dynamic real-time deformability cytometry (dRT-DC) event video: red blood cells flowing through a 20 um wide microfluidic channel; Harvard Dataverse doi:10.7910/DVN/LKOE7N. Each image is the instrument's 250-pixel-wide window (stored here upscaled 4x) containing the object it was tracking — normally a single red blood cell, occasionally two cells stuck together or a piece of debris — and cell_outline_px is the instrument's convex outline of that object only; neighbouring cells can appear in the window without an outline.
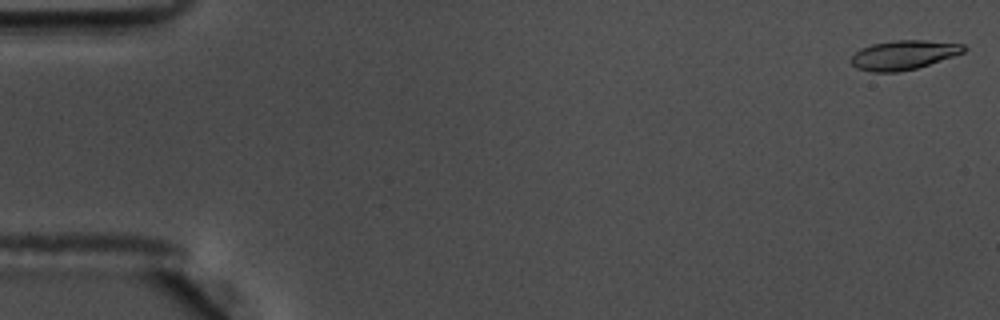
{"species": "common noctule bat (a hibernating species)", "species_latin": "Nyctalus noctula", "temperature_condition": "warm", "stored_images_in_passage": 56, "camera_frame_rate_fps": 3000, "um_per_image_px": 0.085, "animal": {"sex": "male", "body_mass_g": 17.5, "forearm_length_mm": 52.3}, "frame": {"image": 1, "passage_image": 1, "time_ms": 0.0, "image_size_px": [1000, 320], "cell_outline_px": [[968, 48], [964, 52], [916, 68], [896, 72], [872, 72], [856, 68], [852, 64], [852, 56], [856, 52], [872, 44], [896, 40], [924, 40], [964, 44]], "centroid_in_image_um": [76.82, 4.67], "position_along_channel_um": 8.2, "area_um2": 18.9}}
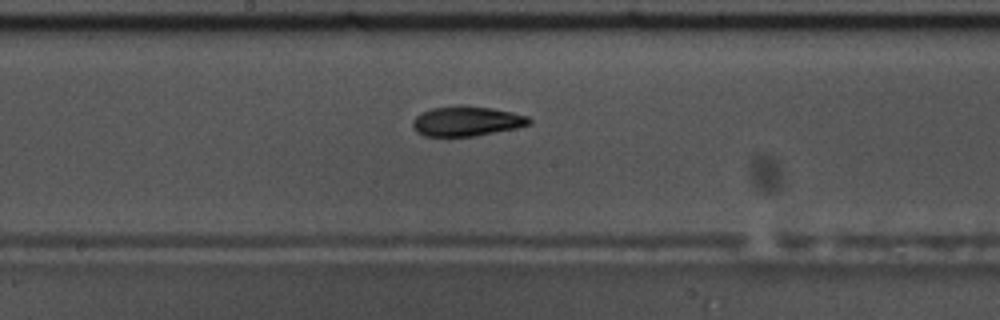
{"frame": {"image": 2, "passage_image": 30, "time_ms": 9.667, "image_size_px": [1000, 320], "cell_outline_px": [[532, 124], [516, 128], [476, 136], [424, 136], [416, 132], [412, 124], [412, 120], [420, 112], [432, 108], [456, 104], [464, 104], [492, 108], [512, 112], [528, 116], [532, 120]], "centroid_in_image_um": [39.66, 10.28], "position_along_channel_um": 208.5, "area_um2": 20.69}}
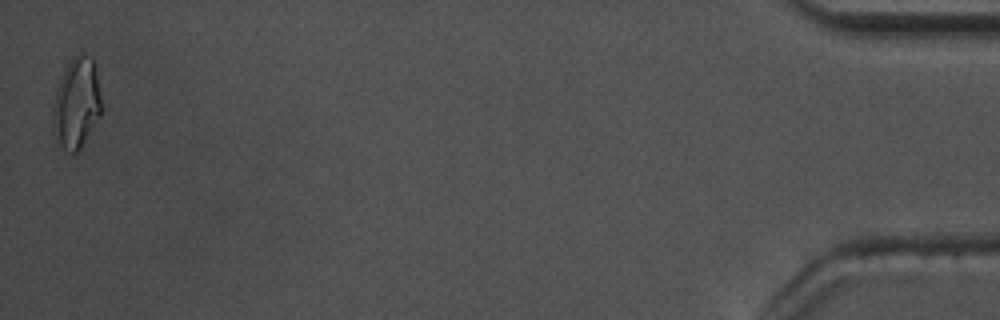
{"frame": {"image": 3, "passage_image": 56, "time_ms": 18.333, "image_size_px": [1000, 320], "cell_outline_px": [[104, 108], [100, 116], [80, 148], [76, 152], [72, 152], [64, 148], [60, 144], [52, 124], [52, 108], [56, 88], [68, 64], [76, 56], [80, 56], [92, 60]], "centroid_in_image_um": [6.51, 8.83], "position_along_channel_um": 428.7, "area_um2": 24.85}, "authors_computed_cell_mechanics": {"area_um2": 19.941, "velocity_mm_per_s": 3.6123, "shape_relaxation_time_tau1_ms": 6.5605, "shape_relaxation_time_tau2_ms": 3.8163, "deformation_change_tau1": 0.1928, "deformation_change_tau2": 0.1133}}